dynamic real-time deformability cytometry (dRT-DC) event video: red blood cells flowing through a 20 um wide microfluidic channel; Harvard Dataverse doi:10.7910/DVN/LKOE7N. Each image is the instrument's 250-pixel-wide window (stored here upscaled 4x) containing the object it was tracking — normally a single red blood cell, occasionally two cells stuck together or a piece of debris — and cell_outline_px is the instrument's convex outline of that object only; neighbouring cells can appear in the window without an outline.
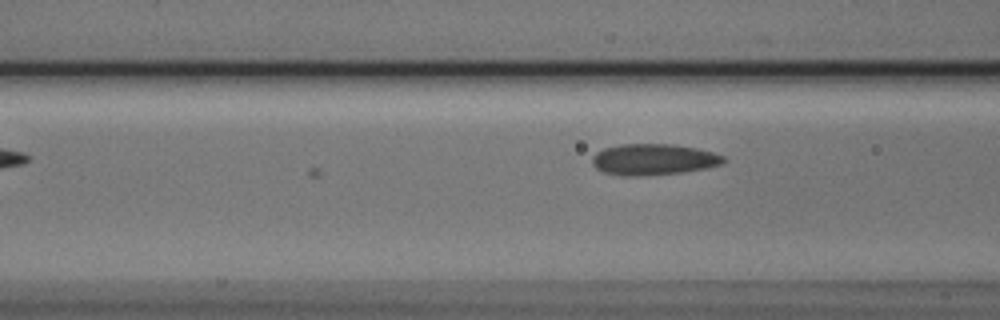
{"species": "Egyptian fruit bat (a non-hibernating species)", "species_latin": "Rousettus aegyptiacus", "temperature_condition": "cold", "stored_images_in_passage": 6, "camera_frame_rate_fps": 3000, "um_per_image_px": 0.085, "animal": {"sex": "male"}, "frame": {"image": 1, "passage_image": 5, "time_ms": 1.333, "image_size_px": [1000, 320], "cell_outline_px": [[728, 160], [724, 164], [704, 168], [680, 172], [636, 176], [624, 176], [604, 172], [596, 168], [592, 164], [592, 156], [596, 152], [604, 148], [620, 144], [672, 144], [696, 148], [712, 152], [724, 156]], "centroid_in_image_um": [55.54, 13.54], "position_along_channel_um": 111.1, "area_um2": 23.81}}